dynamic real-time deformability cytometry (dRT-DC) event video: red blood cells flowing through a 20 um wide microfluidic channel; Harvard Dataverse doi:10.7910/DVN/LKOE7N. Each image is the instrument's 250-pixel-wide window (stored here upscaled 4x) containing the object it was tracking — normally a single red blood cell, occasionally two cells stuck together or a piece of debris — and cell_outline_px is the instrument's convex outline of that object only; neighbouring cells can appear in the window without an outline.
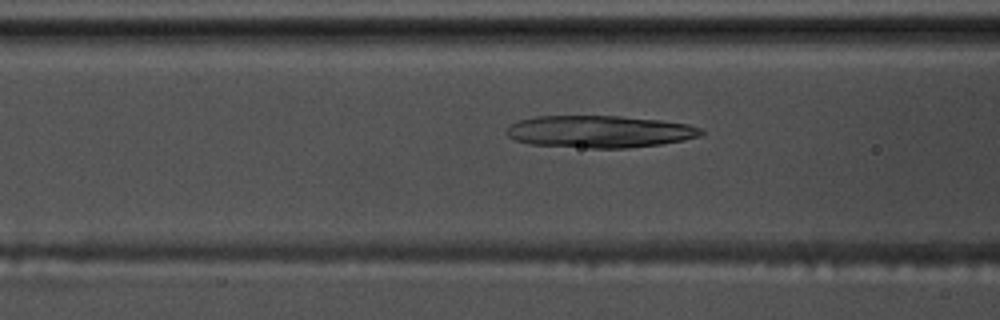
{"species": "common noctule bat (a hibernating species)", "species_latin": "Nyctalus noctula", "temperature_condition": "warm", "stored_images_in_passage": 42, "camera_frame_rate_fps": 3000, "um_per_image_px": 0.085, "animal": {"sex": "male", "body_mass_g": 17.5, "forearm_length_mm": 52.3}, "frame": {"image": 1, "passage_image": 7, "time_ms": 2.0, "image_size_px": [1000, 320], "cell_outline_px": [[704, 132], [700, 136], [684, 140], [660, 144], [628, 148], [588, 148], [528, 144], [516, 140], [508, 136], [504, 132], [512, 124], [520, 120], [536, 116], [620, 116], [660, 120], [688, 124], [700, 128]], "centroid_in_image_um": [50.96, 11.19], "position_along_channel_um": 115.6, "area_um2": 36.47}}
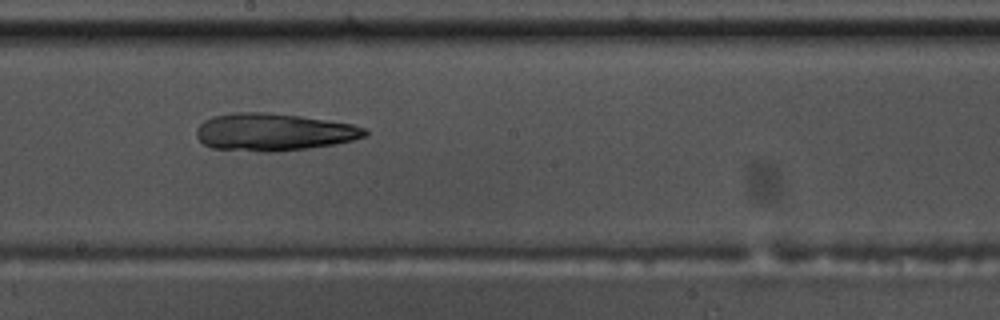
{"frame": {"image": 2, "passage_image": 16, "time_ms": 5.0, "image_size_px": [1000, 320], "cell_outline_px": [[368, 136], [352, 140], [332, 144], [308, 148], [272, 152], [264, 152], [212, 148], [204, 144], [196, 136], [196, 128], [204, 120], [212, 116], [232, 112], [264, 112], [300, 116], [328, 120], [352, 124], [364, 128], [368, 132]], "centroid_in_image_um": [23.23, 11.22], "position_along_channel_um": 225.0, "area_um2": 36.76}}
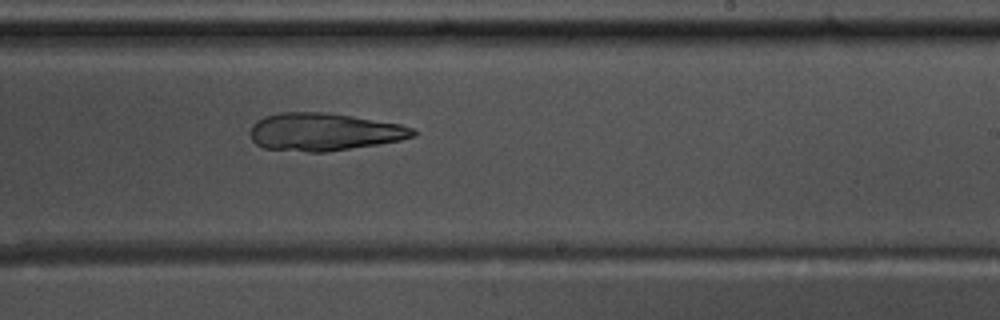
{"frame": {"image": 3, "passage_image": 19, "time_ms": 6.0, "image_size_px": [1000, 320], "cell_outline_px": [[416, 136], [400, 140], [376, 144], [324, 152], [308, 152], [264, 148], [256, 144], [252, 140], [248, 132], [252, 124], [256, 120], [264, 116], [280, 112], [324, 112], [352, 116], [400, 124], [412, 128], [416, 132]], "centroid_in_image_um": [27.48, 11.2], "position_along_channel_um": 261.5, "area_um2": 35.72}}